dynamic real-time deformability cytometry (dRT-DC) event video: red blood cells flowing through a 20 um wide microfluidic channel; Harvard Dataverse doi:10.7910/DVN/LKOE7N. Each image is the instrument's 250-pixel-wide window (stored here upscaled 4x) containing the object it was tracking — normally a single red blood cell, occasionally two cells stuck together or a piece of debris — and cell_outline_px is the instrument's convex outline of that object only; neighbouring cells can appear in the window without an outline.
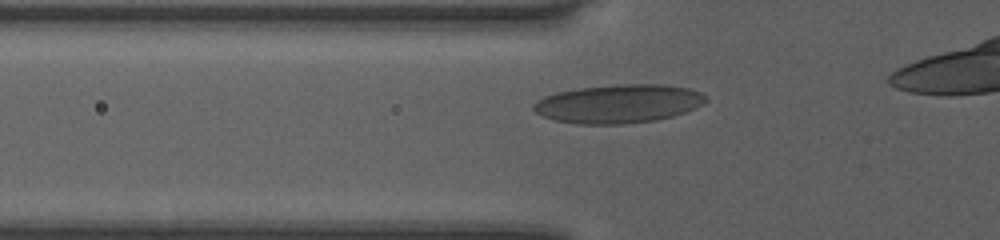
{"species": "human", "species_latin": "Homo sapiens", "temperature_condition": "room temperature", "stored_images_in_passage": 32, "camera_frame_rate_fps": 3000, "um_per_image_px": 0.085, "donor": {"sex": "female"}, "frame": {"image": 1, "passage_image": 5, "time_ms": 1.333, "image_size_px": [1000, 240], "cell_outline_px": [[708, 100], [696, 108], [672, 116], [656, 120], [624, 124], [576, 124], [556, 120], [544, 116], [536, 112], [532, 108], [532, 104], [536, 100], [544, 96], [556, 92], [580, 88], [616, 84], [664, 84], [688, 88], [700, 92], [708, 96]], "centroid_in_image_um": [52.58, 8.81], "position_along_channel_um": 73.2, "area_um2": 38.9}}
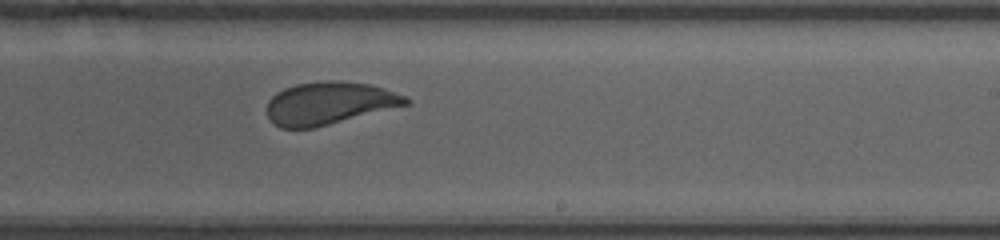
{"frame": {"image": 2, "passage_image": 19, "time_ms": 6.0, "image_size_px": [1000, 240], "cell_outline_px": [[412, 100], [408, 104], [312, 128], [280, 128], [268, 116], [268, 100], [276, 92], [284, 88], [296, 84], [324, 80], [340, 80], [372, 84], [384, 88], [404, 96]], "centroid_in_image_um": [27.97, 8.74], "position_along_channel_um": 261.0, "area_um2": 34.16}}
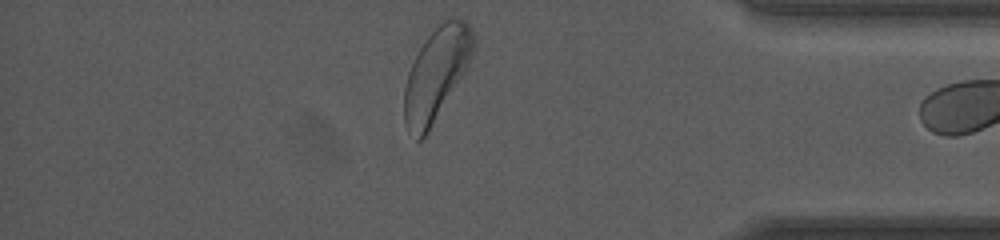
{"frame": {"image": 3, "passage_image": 31, "time_ms": 10.0, "image_size_px": [1000, 240], "cell_outline_px": [[476, 44], [468, 64], [464, 72], [428, 132], [420, 140], [416, 140], [404, 124], [404, 88], [408, 72], [420, 48], [428, 36], [444, 20], [464, 20], [472, 28], [476, 36]], "centroid_in_image_um": [37.09, 6.29], "position_along_channel_um": 398.1, "area_um2": 36.59}}